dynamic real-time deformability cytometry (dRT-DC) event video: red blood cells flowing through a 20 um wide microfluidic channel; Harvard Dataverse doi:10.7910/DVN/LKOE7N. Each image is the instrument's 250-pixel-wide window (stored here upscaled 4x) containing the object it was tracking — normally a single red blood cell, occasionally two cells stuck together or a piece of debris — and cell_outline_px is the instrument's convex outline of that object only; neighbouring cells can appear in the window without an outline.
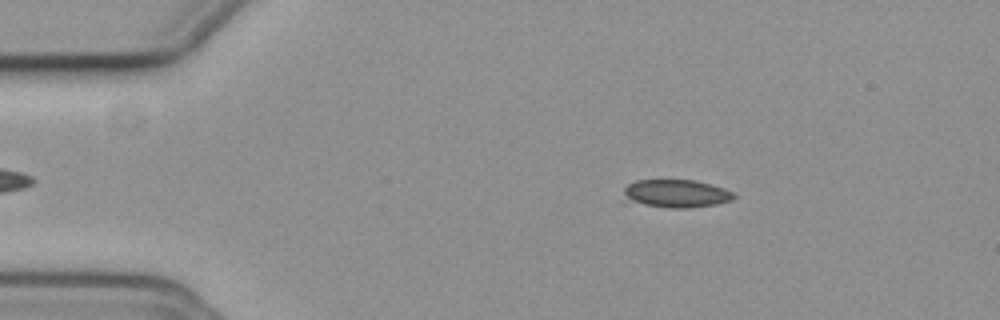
{"species": "common noctule bat (a hibernating species)", "species_latin": "Nyctalus noctula", "temperature_condition": "cold", "stored_images_in_passage": 53, "camera_frame_rate_fps": 3000, "um_per_image_px": 0.085, "animal": {"sex": "female", "body_mass_g": 19.3, "forearm_length_mm": 54.1}, "frame": {"image": 1, "passage_image": 8, "time_ms": 2.333, "image_size_px": [1000, 320], "cell_outline_px": [[736, 196], [732, 200], [716, 204], [684, 208], [668, 208], [644, 204], [632, 200], [624, 192], [624, 188], [628, 184], [636, 180], [696, 180], [712, 184], [724, 188], [732, 192]], "centroid_in_image_um": [57.55, 16.43], "position_along_channel_um": 27.4, "area_um2": 17.63}}
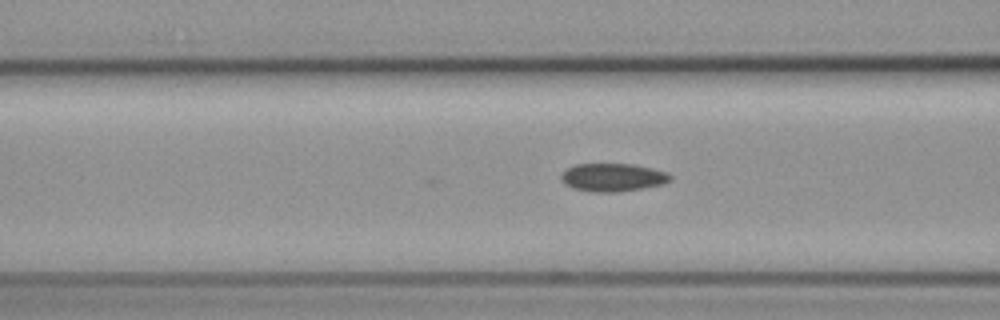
{"frame": {"image": 2, "passage_image": 20, "time_ms": 6.333, "image_size_px": [1000, 320], "cell_outline_px": [[672, 180], [664, 184], [616, 192], [592, 192], [572, 188], [564, 184], [560, 176], [568, 168], [576, 164], [632, 164], [652, 168], [668, 172], [672, 176]], "centroid_in_image_um": [52.1, 15.08], "position_along_channel_um": 114.5, "area_um2": 17.86}}
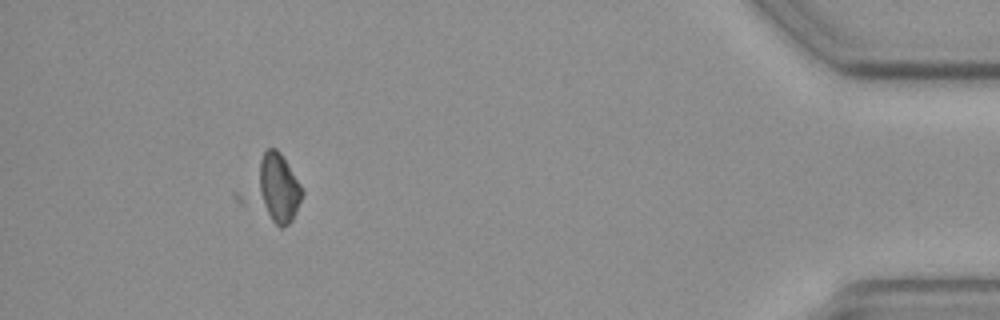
{"frame": {"image": 3, "passage_image": 49, "time_ms": 16.0, "image_size_px": [1000, 320], "cell_outline_px": [[304, 192], [296, 212], [292, 220], [288, 224], [280, 228], [240, 204], [236, 200], [232, 192], [264, 152], [268, 148], [276, 148], [280, 152], [300, 184]], "centroid_in_image_um": [23.01, 16.09], "position_along_channel_um": 412.2, "area_um2": 24.62}}